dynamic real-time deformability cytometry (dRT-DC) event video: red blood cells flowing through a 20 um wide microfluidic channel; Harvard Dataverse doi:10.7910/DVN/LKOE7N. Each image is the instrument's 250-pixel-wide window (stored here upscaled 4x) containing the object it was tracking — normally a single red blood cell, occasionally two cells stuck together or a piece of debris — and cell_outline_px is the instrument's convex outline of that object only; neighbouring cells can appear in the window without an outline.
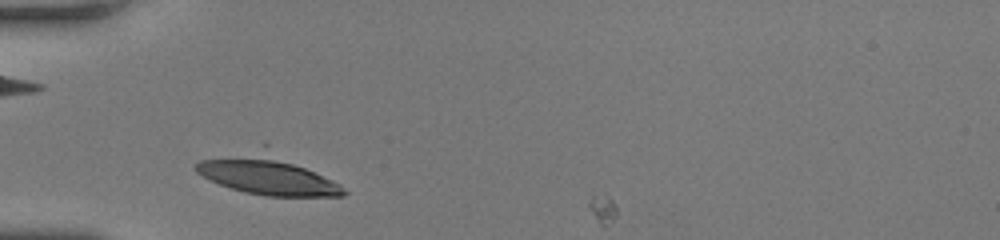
{"species": "human", "species_latin": "Homo sapiens", "temperature_condition": "room temperature", "stored_images_in_passage": 6, "camera_frame_rate_fps": 3000, "um_per_image_px": 0.085, "donor": {"sex": "female"}, "frame": {"image": 1, "passage_image": 2, "time_ms": 0.333, "image_size_px": [1000, 240], "cell_outline_px": [[348, 192], [344, 196], [268, 196], [244, 192], [220, 184], [196, 172], [192, 168], [200, 160], [264, 144], [268, 144], [340, 184]], "centroid_in_image_um": [22.73, 14.78], "position_along_channel_um": 62.3, "area_um2": 35.14}}
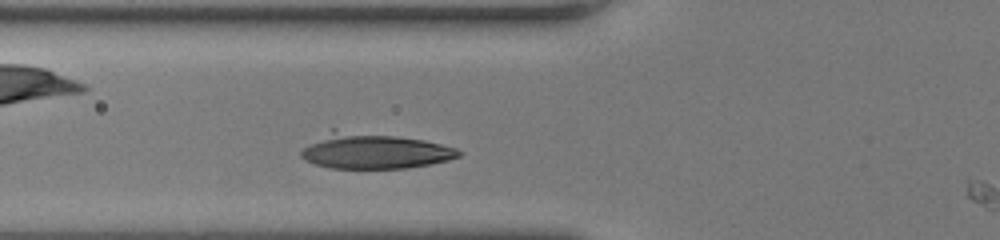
{"frame": {"image": 2, "passage_image": 5, "time_ms": 1.333, "image_size_px": [1000, 240], "cell_outline_px": [[464, 152], [460, 156], [448, 160], [408, 168], [328, 168], [312, 164], [304, 160], [300, 156], [300, 152], [304, 148], [332, 128], [336, 128], [396, 136], [424, 140], [456, 148]], "centroid_in_image_um": [31.77, 12.83], "position_along_channel_um": 94.0, "area_um2": 32.71}}